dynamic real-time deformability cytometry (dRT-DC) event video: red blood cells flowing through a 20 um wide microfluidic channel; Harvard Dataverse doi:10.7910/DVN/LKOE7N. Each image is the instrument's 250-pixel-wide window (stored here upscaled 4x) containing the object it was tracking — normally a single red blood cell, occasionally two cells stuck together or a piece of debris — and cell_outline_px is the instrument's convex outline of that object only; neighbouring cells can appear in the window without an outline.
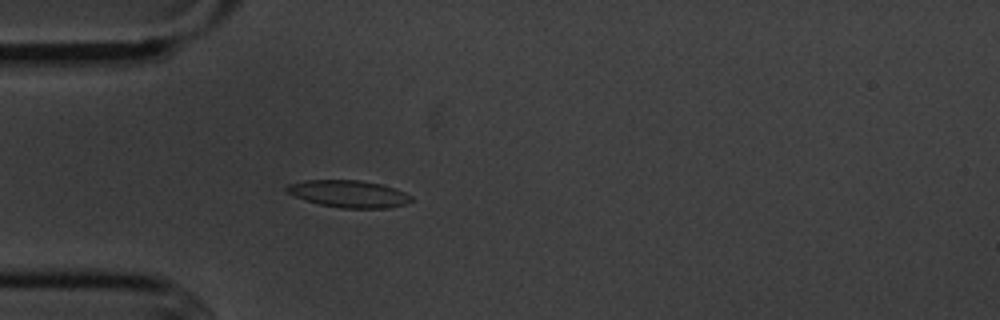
{"species": "common noctule bat (a hibernating species)", "species_latin": "Nyctalus noctula", "temperature_condition": "cold", "stored_images_in_passage": 46, "camera_frame_rate_fps": 3000, "um_per_image_px": 0.085, "animal": {"sex": "male", "body_mass_g": 20.1, "forearm_length_mm": 53.5}, "frame": {"image": 1, "passage_image": 7, "time_ms": 2.0, "image_size_px": [1000, 320], "cell_outline_px": [[412, 200], [404, 204], [384, 208], [340, 208], [320, 204], [304, 200], [284, 192], [284, 188], [288, 184], [304, 180], [360, 180], [380, 184], [404, 192], [412, 196]], "centroid_in_image_um": [29.56, 16.47], "position_along_channel_um": 55.4, "area_um2": 19.65}}
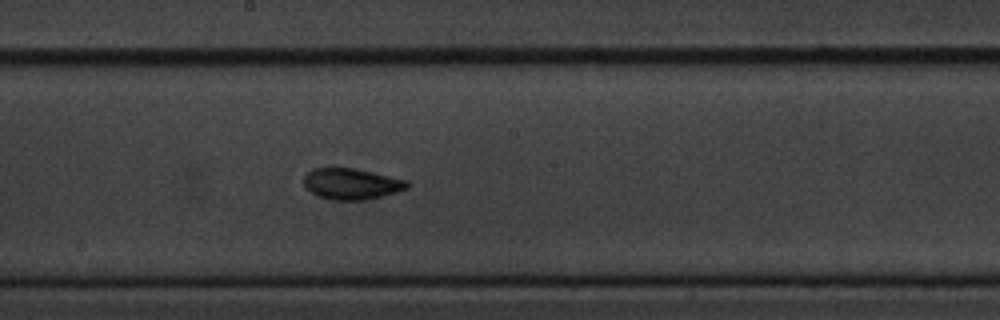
{"frame": {"image": 2, "passage_image": 21, "time_ms": 6.667, "image_size_px": [1000, 320], "cell_outline_px": [[412, 184], [408, 188], [396, 192], [364, 200], [332, 200], [316, 196], [304, 188], [304, 176], [312, 168], [352, 168], [408, 180]], "centroid_in_image_um": [29.85, 15.64], "position_along_channel_um": 218.3, "area_um2": 18.79}}
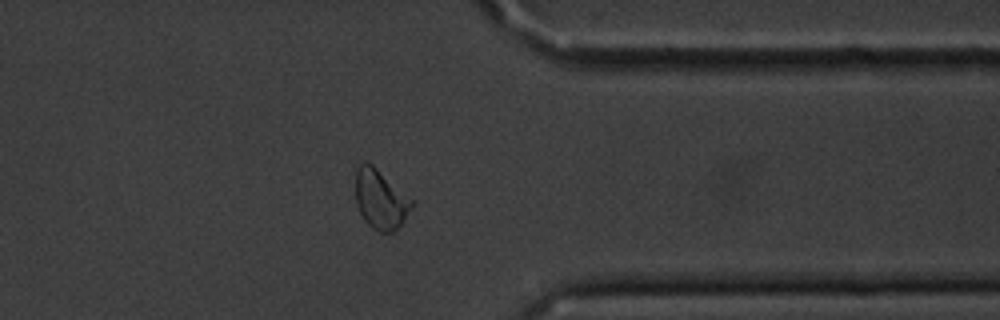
{"frame": {"image": 3, "passage_image": 35, "time_ms": 11.333, "image_size_px": [1000, 320], "cell_outline_px": [[416, 204], [404, 220], [392, 232], [380, 232], [372, 228], [364, 220], [356, 204], [356, 168], [360, 164], [372, 164], [416, 200]], "centroid_in_image_um": [32.4, 16.95], "position_along_channel_um": 379.0, "area_um2": 19.71}, "authors_computed_cell_mechanics": {"area_um2": 19.0451, "velocity_mm_per_s": 3.6105, "shape_relaxation_time_tau1_ms": 4.3334, "shape_relaxation_time_tau2_ms": 1.6492, "deformation_change_tau1": 0.1161, "deformation_change_tau2": 0.0711}}